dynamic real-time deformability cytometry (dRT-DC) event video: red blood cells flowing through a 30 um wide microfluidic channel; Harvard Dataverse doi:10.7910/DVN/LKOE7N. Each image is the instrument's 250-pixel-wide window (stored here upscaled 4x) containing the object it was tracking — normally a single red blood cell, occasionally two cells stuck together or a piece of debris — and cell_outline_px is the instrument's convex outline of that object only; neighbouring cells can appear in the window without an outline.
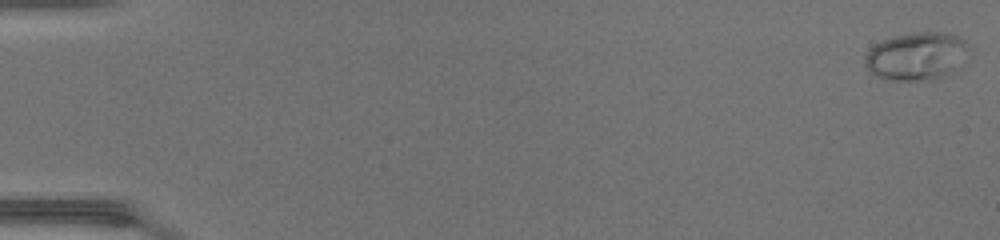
{"species": "common noctule bat (a hibernating species)", "species_latin": "Nyctalus noctula", "temperature_condition": "warm", "stored_images_in_passage": 49, "camera_frame_rate_fps": 3000, "um_per_image_px": 0.085, "animal": {"sex": "female", "body_mass_g": 17.0, "forearm_length_mm": 48.0}, "frame": {"image": 1, "passage_image": 1, "time_ms": 0.0, "image_size_px": [1000, 240], "cell_outline_px": [[972, 48], [952, 72], [948, 76], [932, 80], [892, 80], [876, 76], [864, 64], [864, 56], [876, 44], [884, 40], [896, 36], [920, 32], [948, 32], [964, 40]], "centroid_in_image_um": [77.94, 4.78], "position_along_channel_um": 7.1, "area_um2": 28.9}}
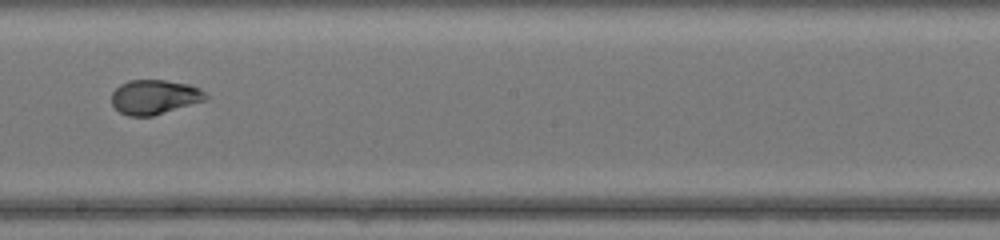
{"frame": {"image": 2, "passage_image": 29, "time_ms": 9.333, "image_size_px": [1000, 240], "cell_outline_px": [[208, 100], [152, 116], [128, 116], [120, 112], [112, 104], [112, 92], [120, 84], [128, 80], [164, 80], [188, 84], [200, 88], [208, 96]], "centroid_in_image_um": [13.15, 8.24], "position_along_channel_um": 235.1, "area_um2": 19.02}}
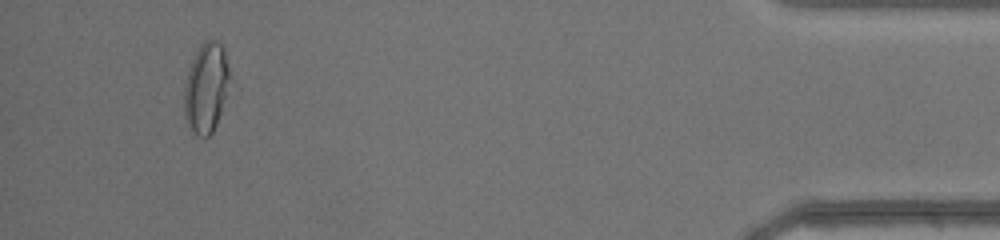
{"frame": {"image": 3, "passage_image": 46, "time_ms": 15.0, "image_size_px": [1000, 240], "cell_outline_px": [[228, 76], [224, 96], [220, 112], [216, 124], [212, 132], [208, 136], [196, 136], [188, 124], [184, 116], [184, 88], [188, 72], [192, 60], [196, 52], [208, 40], [212, 40], [220, 44], [224, 48], [228, 68]], "centroid_in_image_um": [17.48, 7.49], "position_along_channel_um": 417.7, "area_um2": 22.83}, "authors_computed_cell_mechanics": {"area_um2": 19.9988, "velocity_mm_per_s": 4.3896, "shape_relaxation_time_tau1_ms": 10.9184, "shape_relaxation_time_tau2_ms": null, "deformation_change_tau1": 0.3335, "deformation_change_tau2": null}}